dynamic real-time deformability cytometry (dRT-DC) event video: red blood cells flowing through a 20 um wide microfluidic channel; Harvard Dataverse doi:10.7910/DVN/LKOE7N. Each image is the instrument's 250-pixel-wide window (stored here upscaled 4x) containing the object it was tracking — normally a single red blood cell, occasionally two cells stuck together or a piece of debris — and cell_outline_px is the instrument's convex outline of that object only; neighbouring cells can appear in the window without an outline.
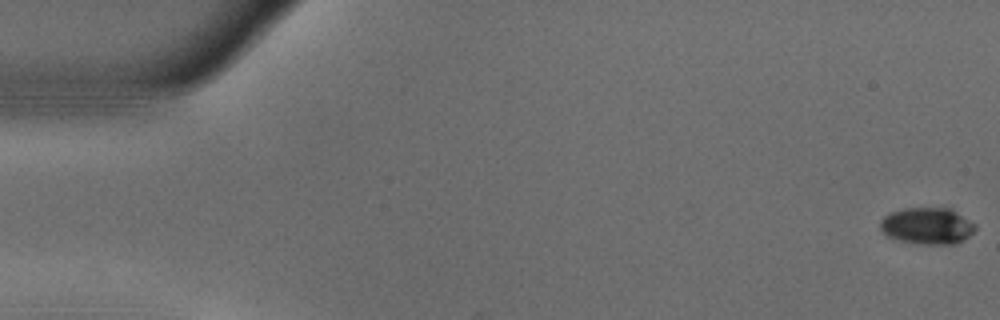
{"species": "common noctule bat (a hibernating species)", "species_latin": "Nyctalus noctula", "temperature_condition": "warm", "stored_images_in_passage": 55, "camera_frame_rate_fps": 3000, "um_per_image_px": 0.085, "animal": {"sex": "male", "body_mass_g": 18.8}, "frame": {"image": 1, "passage_image": 1, "time_ms": 0.0, "image_size_px": [1000, 320], "cell_outline_px": [[976, 228], [964, 240], [956, 244], [920, 244], [900, 240], [888, 236], [880, 228], [880, 220], [884, 216], [892, 212], [904, 208], [948, 208], [956, 212], [976, 224]], "centroid_in_image_um": [78.82, 19.2], "position_along_channel_um": 6.2, "area_um2": 20.11}}
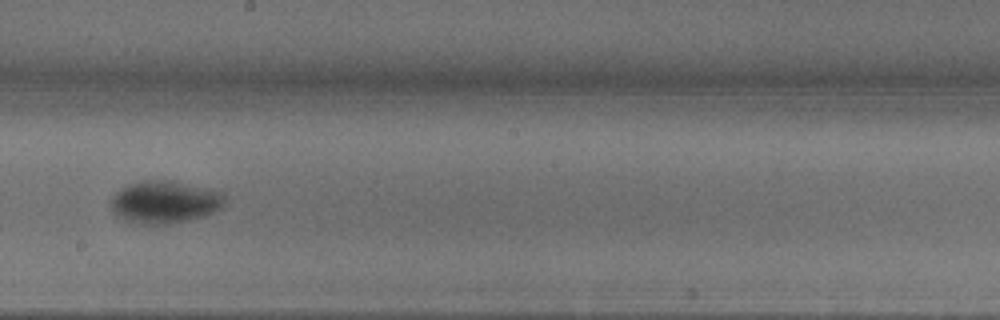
{"frame": {"image": 2, "passage_image": 31, "time_ms": 10.0, "image_size_px": [1000, 320], "cell_outline_px": [[224, 204], [216, 212], [204, 216], [188, 220], [168, 224], [140, 224], [124, 220], [112, 208], [112, 200], [116, 192], [120, 188], [128, 184], [140, 180], [168, 180], [208, 188], [224, 192]], "centroid_in_image_um": [14.03, 17.16], "position_along_channel_um": 234.2, "area_um2": 28.15}}
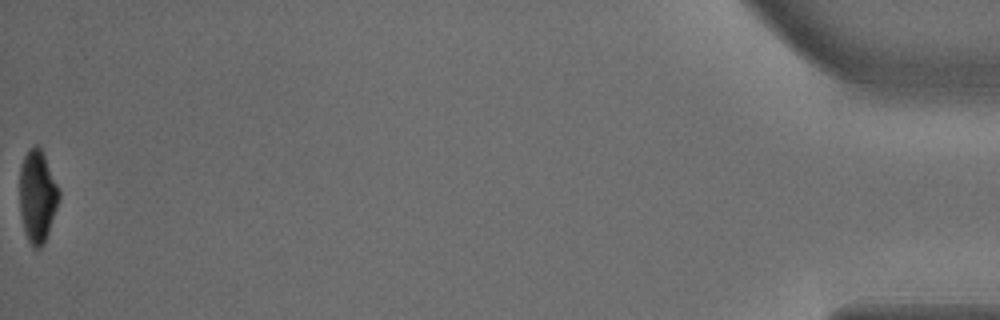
{"frame": {"image": 3, "passage_image": 55, "time_ms": 18.0, "image_size_px": [1000, 320], "cell_outline_px": [[60, 196], [44, 244], [36, 252], [32, 248], [24, 232], [20, 212], [20, 164], [28, 148], [36, 144], [40, 148], [44, 156], [60, 192]], "centroid_in_image_um": [3.15, 16.72], "position_along_channel_um": 432.0, "area_um2": 21.1}, "authors_computed_cell_mechanics": {"area_um2": 23.6402, "velocity_mm_per_s": 3.722, "shape_relaxation_time_tau1_ms": 3.8651, "shape_relaxation_time_tau2_ms": 2.6154, "deformation_change_tau1": 0.1382, "deformation_change_tau2": 0.0384}}